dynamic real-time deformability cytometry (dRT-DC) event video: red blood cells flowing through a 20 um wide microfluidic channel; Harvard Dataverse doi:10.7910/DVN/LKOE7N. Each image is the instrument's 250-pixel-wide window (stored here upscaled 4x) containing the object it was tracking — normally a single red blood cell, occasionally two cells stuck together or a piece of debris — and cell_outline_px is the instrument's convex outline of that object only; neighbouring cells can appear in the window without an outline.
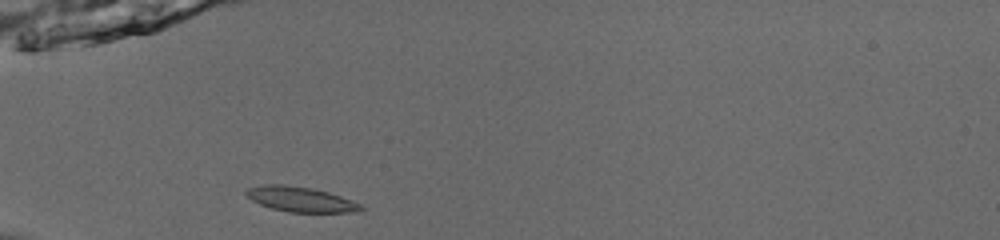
{"species": "common noctule bat (a hibernating species)", "species_latin": "Nyctalus noctula", "temperature_condition": "room temperature", "stored_images_in_passage": 36, "camera_frame_rate_fps": 3000, "um_per_image_px": 0.085, "animal": {"sex": "male", "body_mass_g": 13.0, "forearm_length_mm": 53.1}, "frame": {"image": 1, "passage_image": 1, "time_ms": 0.0, "image_size_px": [1000, 240], "cell_outline_px": [[364, 208], [360, 212], [288, 212], [272, 208], [260, 204], [252, 200], [244, 192], [244, 188], [264, 184], [280, 184], [312, 188], [328, 192], [352, 200], [360, 204]], "centroid_in_image_um": [25.53, 16.93], "position_along_channel_um": 59.5, "area_um2": 16.76}}
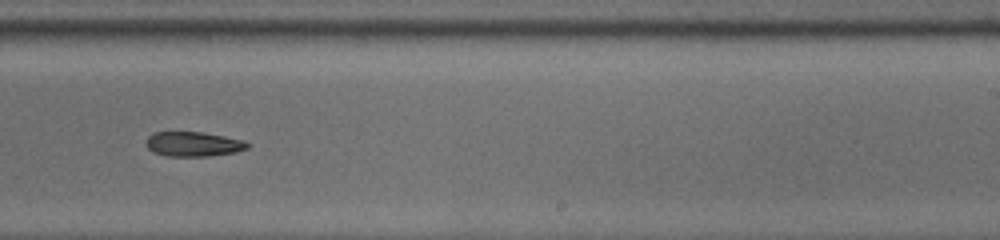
{"frame": {"image": 2, "passage_image": 18, "time_ms": 5.667, "image_size_px": [1000, 240], "cell_outline_px": [[252, 144], [248, 148], [236, 152], [208, 156], [168, 156], [152, 152], [148, 148], [144, 140], [152, 132], [200, 132], [224, 136], [244, 140]], "centroid_in_image_um": [16.43, 12.24], "position_along_channel_um": 272.6, "area_um2": 14.74}}
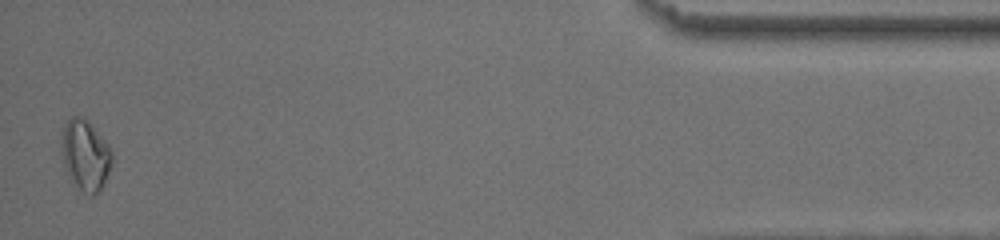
{"frame": {"image": 3, "passage_image": 35, "time_ms": 11.333, "image_size_px": [1000, 240], "cell_outline_px": [[112, 164], [104, 184], [92, 196], [84, 192], [68, 180], [64, 168], [60, 144], [64, 124], [72, 116], [84, 116], [92, 124], [108, 144], [112, 152]], "centroid_in_image_um": [7.23, 13.17], "position_along_channel_um": 428.0, "area_um2": 21.21}}